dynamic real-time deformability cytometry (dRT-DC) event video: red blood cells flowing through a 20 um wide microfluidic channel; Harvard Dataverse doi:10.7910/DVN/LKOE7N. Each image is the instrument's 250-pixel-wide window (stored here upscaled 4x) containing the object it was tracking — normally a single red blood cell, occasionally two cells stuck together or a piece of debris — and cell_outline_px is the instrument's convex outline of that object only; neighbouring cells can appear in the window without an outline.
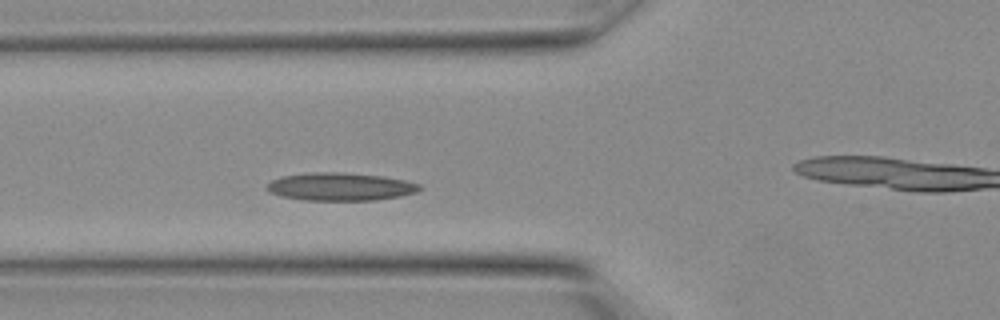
{"species": "Egyptian fruit bat (a non-hibernating species)", "species_latin": "Rousettus aegyptiacus", "temperature_condition": "warm", "stored_images_in_passage": 3, "camera_frame_rate_fps": 3000, "um_per_image_px": 0.085, "animal": {"sex": "female"}, "frame": {"image": 1, "passage_image": 3, "time_ms": 0.667, "image_size_px": [1000, 320], "cell_outline_px": [[424, 188], [416, 192], [400, 196], [372, 200], [304, 200], [284, 196], [268, 192], [268, 184], [272, 180], [284, 176], [312, 172], [344, 172], [384, 176], [404, 180], [420, 184]], "centroid_in_image_um": [28.98, 15.86], "position_along_channel_um": 96.8, "area_um2": 24.68}}